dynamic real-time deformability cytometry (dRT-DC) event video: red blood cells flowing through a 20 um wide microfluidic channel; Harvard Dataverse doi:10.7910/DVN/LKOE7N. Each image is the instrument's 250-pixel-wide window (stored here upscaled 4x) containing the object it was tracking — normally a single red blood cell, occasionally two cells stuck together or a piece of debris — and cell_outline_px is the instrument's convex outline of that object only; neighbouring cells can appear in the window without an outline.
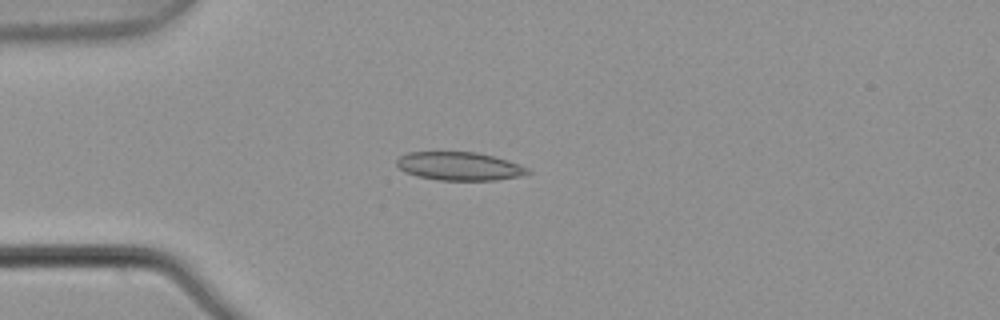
{"species": "common noctule bat (a hibernating species)", "species_latin": "Nyctalus noctula", "temperature_condition": "warm", "stored_images_in_passage": 7, "camera_frame_rate_fps": 3000, "um_per_image_px": 0.085, "animal": {"sex": "male", "body_mass_g": 21.5, "forearm_length_mm": 52.0}, "frame": {"image": 1, "passage_image": 4, "time_ms": 1.0, "image_size_px": [1000, 320], "cell_outline_px": [[532, 172], [516, 176], [496, 180], [440, 180], [416, 176], [400, 168], [396, 164], [396, 160], [400, 156], [408, 152], [476, 152], [508, 160], [528, 168]], "centroid_in_image_um": [39.03, 14.12], "position_along_channel_um": 46.0, "area_um2": 21.39}}
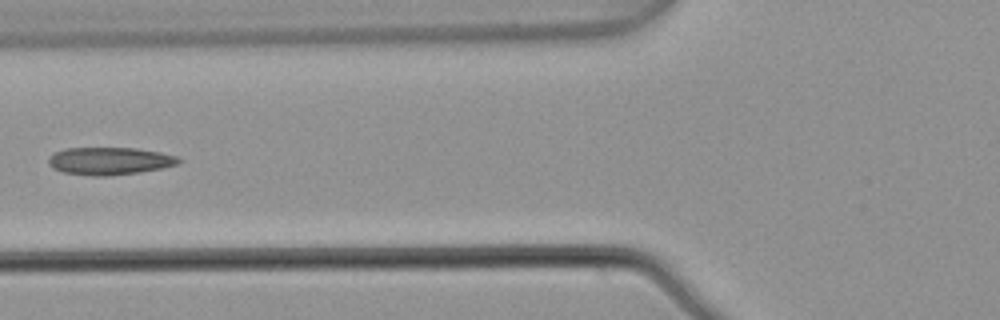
{"frame": {"image": 2, "passage_image": 6, "time_ms": 1.667, "image_size_px": [1000, 320], "cell_outline_px": [[180, 160], [176, 164], [160, 168], [136, 172], [108, 176], [92, 176], [64, 172], [52, 168], [48, 164], [48, 160], [56, 152], [68, 148], [136, 148], [160, 152], [176, 156]], "centroid_in_image_um": [9.28, 13.68], "position_along_channel_um": 116.5, "area_um2": 20.52}}
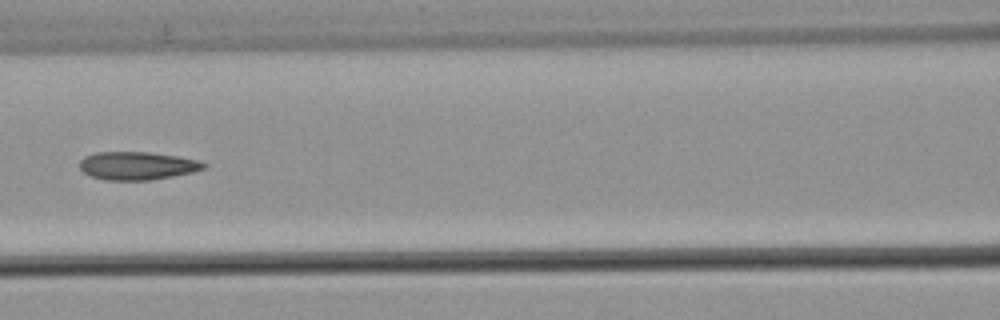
{"frame": {"image": 3, "passage_image": 7, "time_ms": 2.0, "image_size_px": [1000, 320], "cell_outline_px": [[208, 164], [204, 168], [192, 172], [152, 180], [104, 180], [92, 176], [84, 172], [80, 168], [80, 160], [84, 156], [96, 152], [148, 152], [176, 156], [196, 160]], "centroid_in_image_um": [11.64, 14.09], "position_along_channel_um": 155.0, "area_um2": 20.17}}